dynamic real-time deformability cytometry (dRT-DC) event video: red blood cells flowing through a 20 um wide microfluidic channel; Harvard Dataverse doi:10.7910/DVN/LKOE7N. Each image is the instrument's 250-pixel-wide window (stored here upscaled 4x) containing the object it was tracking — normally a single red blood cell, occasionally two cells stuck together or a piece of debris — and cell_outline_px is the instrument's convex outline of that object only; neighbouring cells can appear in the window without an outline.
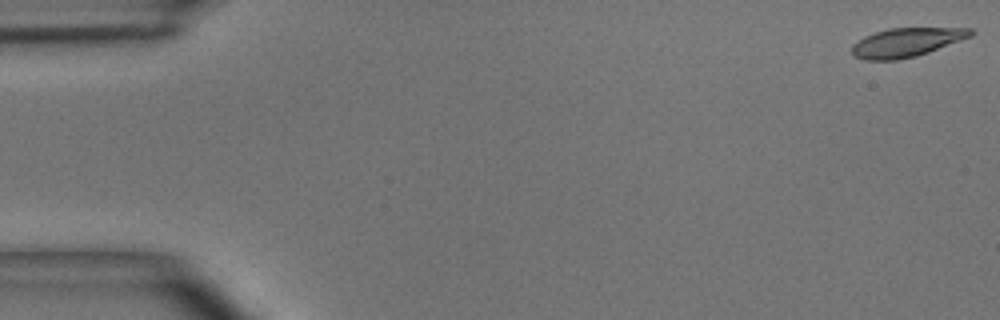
{"species": "common noctule bat (a hibernating species)", "species_latin": "Nyctalus noctula", "temperature_condition": "room temperature", "stored_images_in_passage": 49, "camera_frame_rate_fps": 3000, "um_per_image_px": 0.085, "animal": {"sex": "male", "body_mass_g": 15.6}, "frame": {"image": 1, "passage_image": 1, "time_ms": 0.0, "image_size_px": [1000, 320], "cell_outline_px": [[976, 32], [972, 36], [928, 52], [916, 56], [896, 60], [864, 60], [852, 56], [852, 44], [864, 36], [888, 28], [972, 28]], "centroid_in_image_um": [77.03, 3.6], "position_along_channel_um": 8.0, "area_um2": 20.06}}
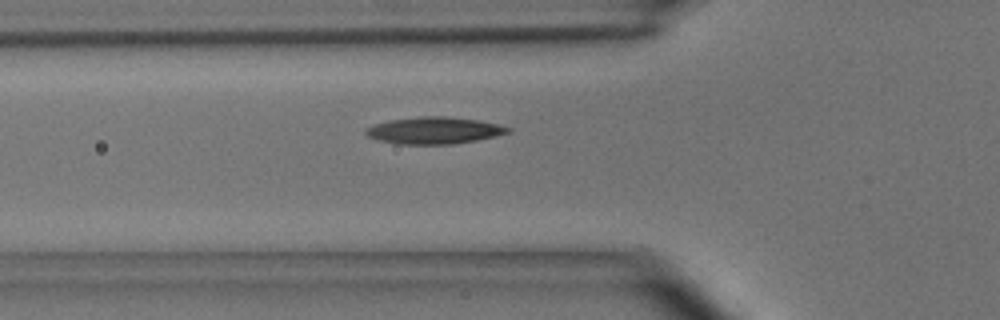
{"frame": {"image": 2, "passage_image": 17, "time_ms": 5.333, "image_size_px": [1000, 320], "cell_outline_px": [[512, 132], [496, 136], [476, 140], [452, 144], [396, 144], [376, 140], [368, 136], [364, 132], [364, 128], [372, 124], [392, 120], [420, 116], [444, 116], [480, 120], [500, 124], [512, 128]], "centroid_in_image_um": [36.91, 11.09], "position_along_channel_um": 88.9, "area_um2": 22.54}}
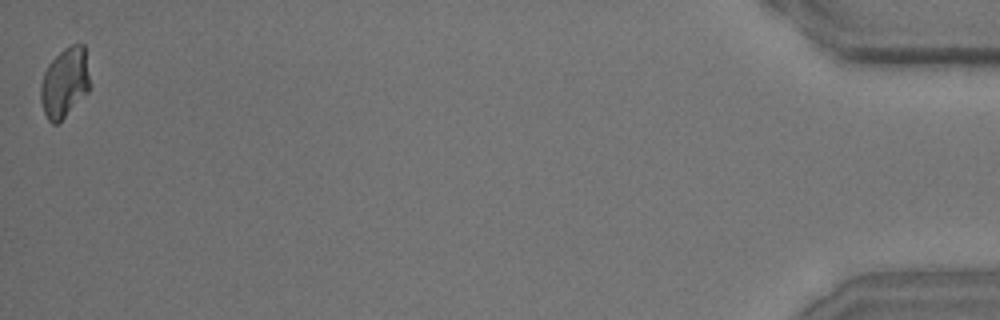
{"frame": {"image": 3, "passage_image": 49, "time_ms": 16.0, "image_size_px": [1000, 320], "cell_outline_px": [[88, 92], [56, 124], [52, 124], [48, 120], [44, 112], [40, 100], [40, 84], [44, 72], [48, 64], [64, 48], [72, 44], [84, 44], [88, 76]], "centroid_in_image_um": [5.46, 7.01], "position_along_channel_um": 429.7, "area_um2": 19.59}, "authors_computed_cell_mechanics": {"area_um2": 20.5768, "velocity_mm_per_s": 4.0452, "shape_relaxation_time_tau1_ms": 3.4833, "shape_relaxation_time_tau2_ms": 2.0264, "deformation_change_tau1": 0.1331, "deformation_change_tau2": 0.0847}}